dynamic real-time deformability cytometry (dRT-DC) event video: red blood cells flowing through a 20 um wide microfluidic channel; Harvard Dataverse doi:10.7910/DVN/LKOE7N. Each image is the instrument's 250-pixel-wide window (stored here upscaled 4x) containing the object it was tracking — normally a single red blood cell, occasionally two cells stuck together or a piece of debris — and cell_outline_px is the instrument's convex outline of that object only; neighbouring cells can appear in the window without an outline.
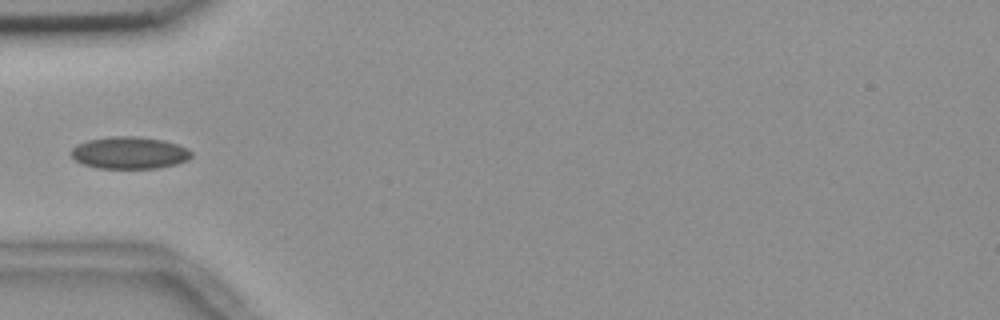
{"species": "common noctule bat (a hibernating species)", "species_latin": "Nyctalus noctula", "temperature_condition": "room temperature", "stored_images_in_passage": 38, "camera_frame_rate_fps": 3000, "um_per_image_px": 0.085, "animal": {"sex": "female", "body_mass_g": 18.4}, "frame": {"image": 1, "passage_image": 1, "time_ms": 0.0, "image_size_px": [1000, 320], "cell_outline_px": [[192, 156], [188, 160], [176, 164], [156, 168], [96, 168], [84, 164], [76, 160], [72, 156], [72, 148], [76, 144], [88, 140], [112, 136], [136, 136], [164, 140], [188, 148], [192, 152]], "centroid_in_image_um": [11.02, 12.98], "position_along_channel_um": 74.0, "area_um2": 22.48}}
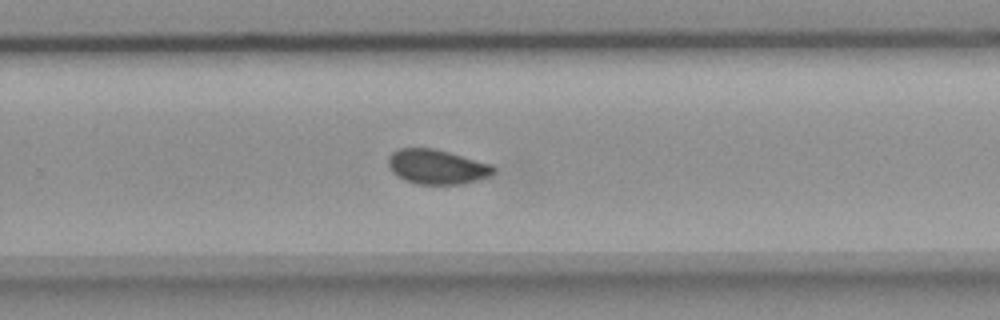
{"frame": {"image": 2, "passage_image": 19, "time_ms": 6.0, "image_size_px": [1000, 320], "cell_outline_px": [[496, 172], [488, 176], [476, 180], [460, 184], [416, 184], [404, 180], [392, 172], [388, 164], [388, 160], [392, 152], [400, 148], [432, 148], [448, 152], [492, 164], [496, 168]], "centroid_in_image_um": [37.13, 14.18], "position_along_channel_um": 292.7, "area_um2": 21.15}}
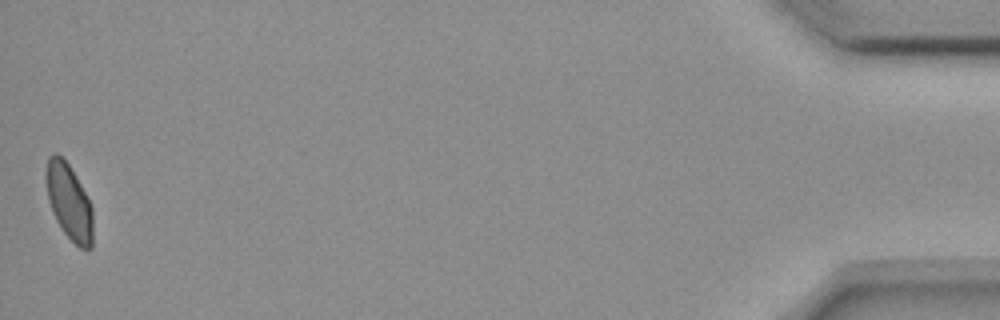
{"frame": {"image": 3, "passage_image": 38, "time_ms": 12.333, "image_size_px": [1000, 320], "cell_outline_px": [[92, 248], [88, 252], [80, 248], [64, 232], [56, 220], [52, 212], [48, 200], [44, 176], [44, 172], [48, 156], [52, 152], [56, 152], [68, 164], [80, 184], [92, 208]], "centroid_in_image_um": [5.83, 17.15], "position_along_channel_um": 429.4, "area_um2": 20.75}}